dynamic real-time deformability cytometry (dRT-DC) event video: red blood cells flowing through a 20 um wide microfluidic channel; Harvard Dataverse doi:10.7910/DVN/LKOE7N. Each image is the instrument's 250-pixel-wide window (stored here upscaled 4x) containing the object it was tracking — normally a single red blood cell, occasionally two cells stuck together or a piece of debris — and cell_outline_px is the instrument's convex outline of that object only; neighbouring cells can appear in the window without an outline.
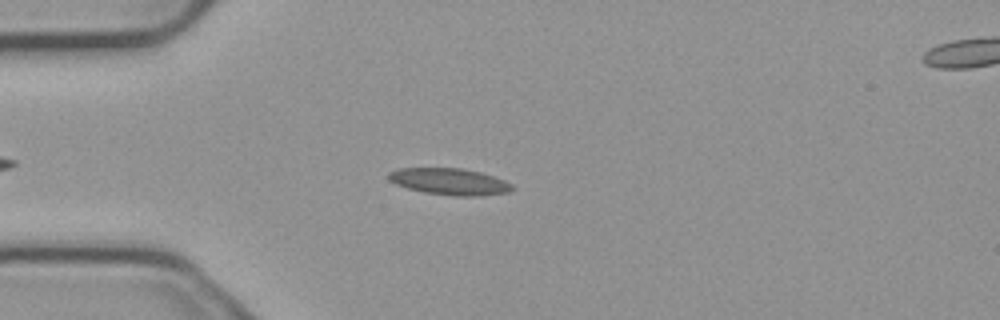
{"species": "common noctule bat (a hibernating species)", "species_latin": "Nyctalus noctula", "temperature_condition": "cold", "stored_images_in_passage": 5, "segment_of_instrument_passage": [1, 2], "camera_frame_rate_fps": 3000, "um_per_image_px": 0.085, "animal": {"sex": "male", "body_mass_g": 23.1, "forearm_length_mm": 52.7}, "frame": {"image": 1, "passage_image": 4, "time_ms": 1.0, "image_size_px": [1000, 320], "cell_outline_px": [[516, 188], [508, 192], [480, 196], [456, 196], [424, 192], [408, 188], [396, 184], [388, 180], [388, 172], [400, 168], [464, 168], [480, 172], [504, 180], [512, 184]], "centroid_in_image_um": [38.22, 15.43], "position_along_channel_um": 46.8, "area_um2": 19.19}}